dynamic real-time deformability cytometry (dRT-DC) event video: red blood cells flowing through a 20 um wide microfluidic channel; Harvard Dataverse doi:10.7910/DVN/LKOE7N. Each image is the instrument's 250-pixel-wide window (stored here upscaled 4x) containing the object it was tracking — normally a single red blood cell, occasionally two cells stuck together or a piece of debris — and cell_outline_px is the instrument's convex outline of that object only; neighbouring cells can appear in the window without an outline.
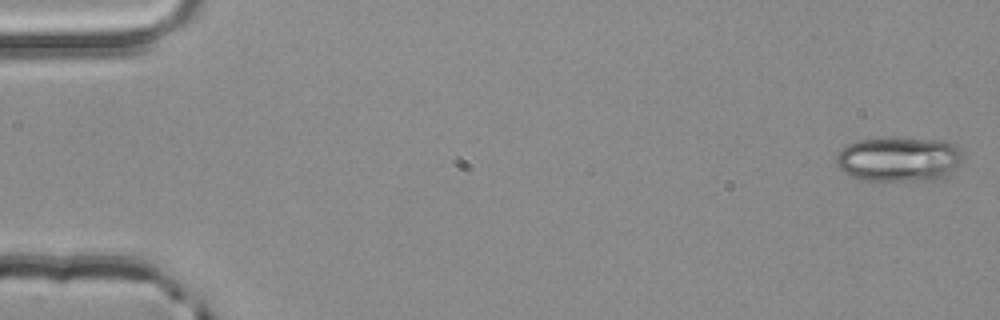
{"species": "common noctule bat (a hibernating species)", "species_latin": "Nyctalus noctula", "temperature_condition": "room temperature", "stored_images_in_passage": 4, "camera_frame_rate_fps": 3000, "um_per_image_px": 0.085, "animal": {"sex": "male", "body_mass_g": 20.4}, "frame": {"image": 1, "passage_image": 1, "time_ms": 0.0, "image_size_px": [1000, 320], "cell_outline_px": [[960, 160], [944, 176], [936, 180], [860, 180], [844, 172], [836, 164], [836, 156], [840, 148], [856, 140], [944, 140], [956, 144], [960, 152]], "centroid_in_image_um": [76.34, 13.55], "position_along_channel_um": 8.7, "area_um2": 31.96}}